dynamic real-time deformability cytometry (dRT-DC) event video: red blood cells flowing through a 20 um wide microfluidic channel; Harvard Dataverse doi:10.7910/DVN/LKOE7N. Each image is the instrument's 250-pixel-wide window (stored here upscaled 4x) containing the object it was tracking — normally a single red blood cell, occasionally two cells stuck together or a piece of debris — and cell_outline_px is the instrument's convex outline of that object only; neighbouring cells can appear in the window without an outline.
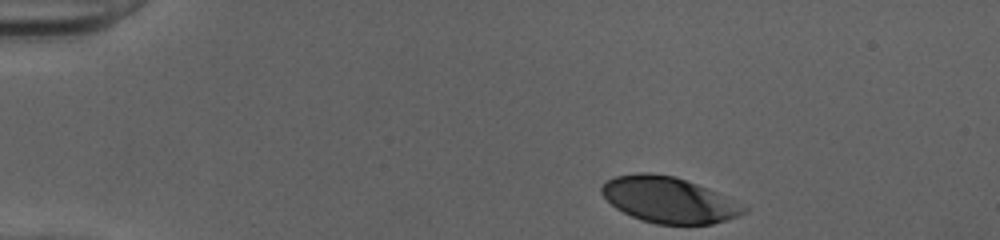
{"species": "human", "species_latin": "Homo sapiens", "temperature_condition": "cold", "stored_images_in_passage": 35, "camera_frame_rate_fps": 3000, "um_per_image_px": 0.085, "donor": {"sex": "female"}, "frame": {"image": 1, "passage_image": 1, "time_ms": 0.0, "image_size_px": [1000, 240], "cell_outline_px": [[748, 212], [712, 224], [656, 224], [640, 220], [616, 208], [600, 192], [600, 188], [608, 180], [616, 176], [640, 172], [648, 172], [676, 176], [708, 188], [748, 208]], "centroid_in_image_um": [56.83, 16.98], "position_along_channel_um": 28.2, "area_um2": 37.69}}
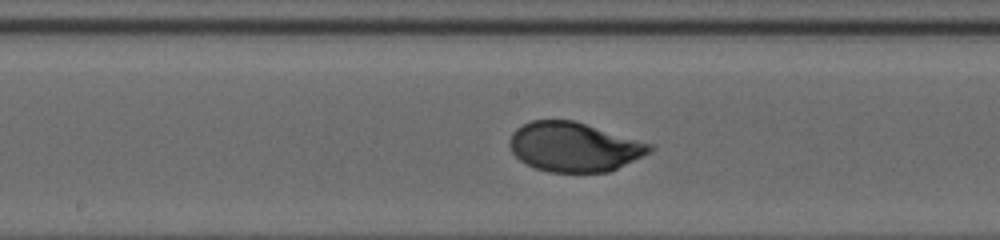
{"frame": {"image": 2, "passage_image": 20, "time_ms": 6.333, "image_size_px": [1000, 240], "cell_outline_px": [[652, 152], [608, 172], [548, 172], [536, 168], [520, 160], [512, 152], [508, 144], [508, 140], [512, 132], [516, 128], [532, 120], [572, 120], [652, 144]], "centroid_in_image_um": [48.76, 12.49], "position_along_channel_um": 199.4, "area_um2": 40.06}}
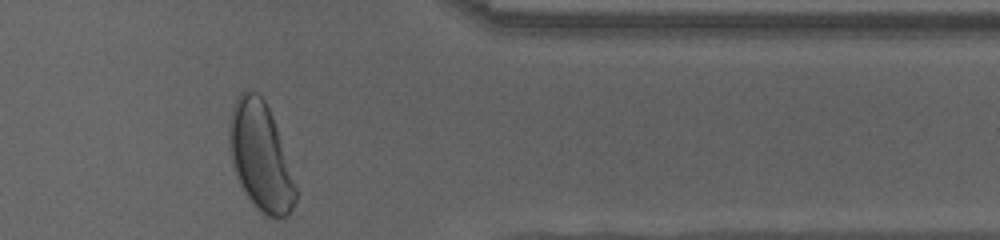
{"frame": {"image": 3, "passage_image": 35, "time_ms": 11.333, "image_size_px": [1000, 240], "cell_outline_px": [[296, 200], [288, 216], [276, 220], [264, 216], [256, 208], [244, 192], [236, 176], [232, 164], [228, 148], [228, 124], [232, 108], [236, 96], [244, 88], [256, 92], [264, 100], [272, 116], [296, 184]], "centroid_in_image_um": [22.11, 13.33], "position_along_channel_um": 389.3, "area_um2": 42.25}, "authors_computed_cell_mechanics": {"area_um2": 40.5756, "velocity_mm_per_s": 4.0189, "shape_relaxation_time_tau1_ms": 3.2785, "shape_relaxation_time_tau2_ms": null, "deformation_change_tau1": 0.1639, "deformation_change_tau2": null}}